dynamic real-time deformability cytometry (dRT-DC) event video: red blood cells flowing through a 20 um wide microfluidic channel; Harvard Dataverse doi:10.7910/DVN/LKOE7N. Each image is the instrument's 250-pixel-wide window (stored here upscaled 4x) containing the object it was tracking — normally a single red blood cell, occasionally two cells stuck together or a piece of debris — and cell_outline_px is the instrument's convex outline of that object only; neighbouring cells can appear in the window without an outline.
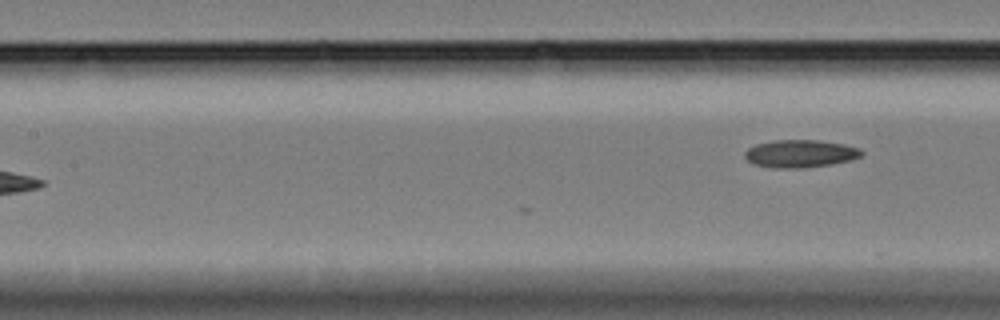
{"species": "Egyptian fruit bat (a non-hibernating species)", "species_latin": "Rousettus aegyptiacus", "temperature_condition": "cold", "stored_images_in_passage": 10, "camera_frame_rate_fps": 3000, "um_per_image_px": 0.085, "animal": {"sex": "female"}, "frame": {"image": 1, "passage_image": 10, "time_ms": 3.0, "image_size_px": [1000, 320], "cell_outline_px": [[864, 152], [860, 156], [852, 160], [832, 164], [804, 168], [772, 168], [752, 164], [744, 156], [744, 152], [748, 148], [756, 144], [772, 140], [820, 140], [844, 144], [860, 148]], "centroid_in_image_um": [68.02, 13.06], "position_along_channel_um": 139.4, "area_um2": 19.07}}